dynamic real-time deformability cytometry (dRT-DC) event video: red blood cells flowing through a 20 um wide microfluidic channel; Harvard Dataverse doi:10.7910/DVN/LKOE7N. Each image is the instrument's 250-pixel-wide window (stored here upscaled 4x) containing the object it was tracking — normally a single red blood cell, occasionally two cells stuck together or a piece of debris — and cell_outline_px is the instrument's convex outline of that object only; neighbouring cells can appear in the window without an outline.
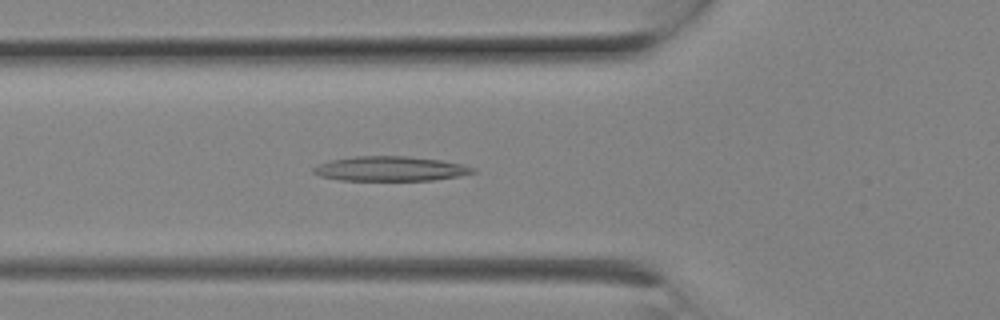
{"species": "Egyptian fruit bat (a non-hibernating species)", "species_latin": "Rousettus aegyptiacus", "temperature_condition": "room temperature", "stored_images_in_passage": 7, "camera_frame_rate_fps": 3000, "um_per_image_px": 0.085, "animal": {"sex": "female"}, "frame": {"image": 1, "passage_image": 7, "time_ms": 2.0, "image_size_px": [1000, 320], "cell_outline_px": [[476, 172], [460, 176], [432, 180], [340, 180], [320, 176], [312, 172], [312, 168], [316, 164], [328, 160], [352, 156], [408, 156], [440, 160], [460, 164], [476, 168]], "centroid_in_image_um": [33.12, 14.33], "position_along_channel_um": 92.7, "area_um2": 23.06}}